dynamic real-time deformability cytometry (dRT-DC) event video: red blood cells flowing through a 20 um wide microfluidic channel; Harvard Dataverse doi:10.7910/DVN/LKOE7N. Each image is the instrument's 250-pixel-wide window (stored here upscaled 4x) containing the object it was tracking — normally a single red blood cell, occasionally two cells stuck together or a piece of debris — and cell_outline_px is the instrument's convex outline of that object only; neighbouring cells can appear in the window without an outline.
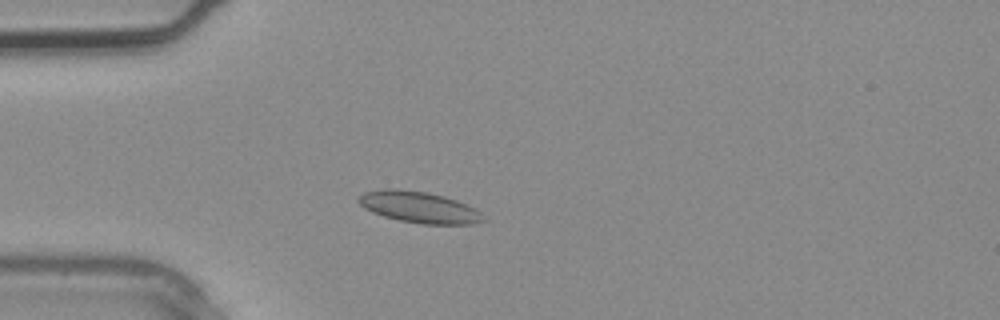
{"species": "common noctule bat (a hibernating species)", "species_latin": "Nyctalus noctula", "temperature_condition": "warm", "stored_images_in_passage": 2, "camera_frame_rate_fps": 3000, "um_per_image_px": 0.085, "animal": {"sex": "male", "body_mass_g": 20.4}, "frame": {"image": 1, "passage_image": 2, "time_ms": 0.333, "image_size_px": [1000, 320], "cell_outline_px": [[488, 220], [472, 224], [424, 224], [400, 220], [384, 216], [372, 212], [364, 208], [356, 200], [364, 192], [384, 188], [396, 188], [428, 192], [444, 196], [468, 204], [480, 212]], "centroid_in_image_um": [35.64, 17.6], "position_along_channel_um": 49.4, "area_um2": 22.89}}